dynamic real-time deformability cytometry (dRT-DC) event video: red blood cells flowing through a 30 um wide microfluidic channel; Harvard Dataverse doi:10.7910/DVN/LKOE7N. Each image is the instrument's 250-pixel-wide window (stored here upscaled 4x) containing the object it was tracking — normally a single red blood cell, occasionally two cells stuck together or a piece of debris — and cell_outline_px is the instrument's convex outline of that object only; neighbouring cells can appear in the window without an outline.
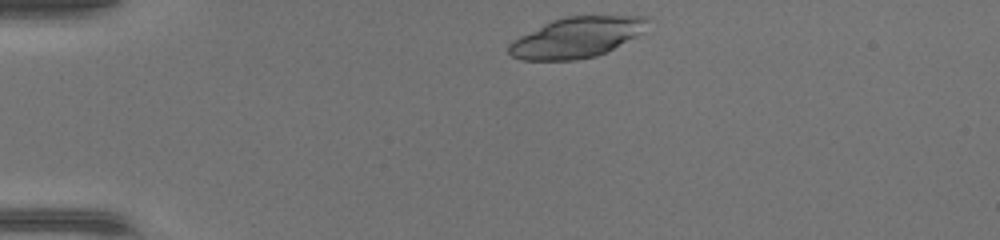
{"species": "common noctule bat (a hibernating species)", "species_latin": "Nyctalus noctula", "temperature_condition": "warm", "stored_images_in_passage": 37, "camera_frame_rate_fps": 3000, "um_per_image_px": 0.085, "animal": {"sex": "female", "body_mass_g": 17.0, "forearm_length_mm": 48.0}, "frame": {"image": 1, "passage_image": 1, "time_ms": 0.0, "image_size_px": [1000, 240], "cell_outline_px": [[648, 20], [644, 32], [596, 56], [576, 60], [520, 60], [512, 56], [508, 52], [508, 44], [512, 40], [552, 20], [564, 16], [648, 16]], "centroid_in_image_um": [48.98, 3.18], "position_along_channel_um": 36.0, "area_um2": 32.43}}
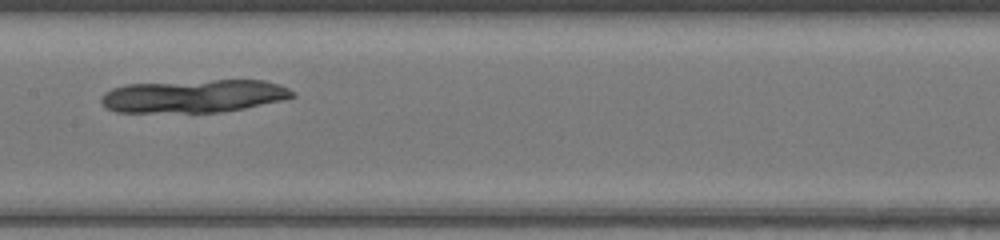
{"frame": {"image": 2, "passage_image": 15, "time_ms": 4.667, "image_size_px": [1000, 240], "cell_outline_px": [[296, 96], [280, 100], [244, 108], [224, 112], [116, 112], [104, 108], [100, 100], [100, 96], [104, 92], [112, 88], [128, 84], [212, 80], [264, 80], [280, 84], [288, 88]], "centroid_in_image_um": [16.42, 8.17], "position_along_channel_um": 191.0, "area_um2": 36.76}}
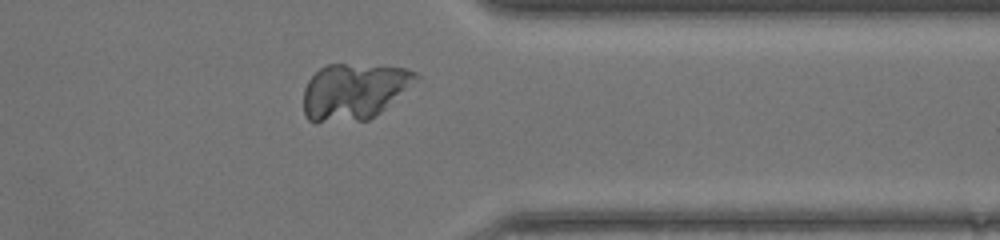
{"frame": {"image": 3, "passage_image": 28, "time_ms": 9.0, "image_size_px": [1000, 240], "cell_outline_px": [[420, 76], [376, 116], [368, 120], [316, 124], [308, 120], [304, 116], [304, 88], [308, 80], [320, 68], [328, 64], [344, 64], [404, 68], [416, 72]], "centroid_in_image_um": [30.01, 7.81], "position_along_channel_um": 381.4, "area_um2": 36.76}}